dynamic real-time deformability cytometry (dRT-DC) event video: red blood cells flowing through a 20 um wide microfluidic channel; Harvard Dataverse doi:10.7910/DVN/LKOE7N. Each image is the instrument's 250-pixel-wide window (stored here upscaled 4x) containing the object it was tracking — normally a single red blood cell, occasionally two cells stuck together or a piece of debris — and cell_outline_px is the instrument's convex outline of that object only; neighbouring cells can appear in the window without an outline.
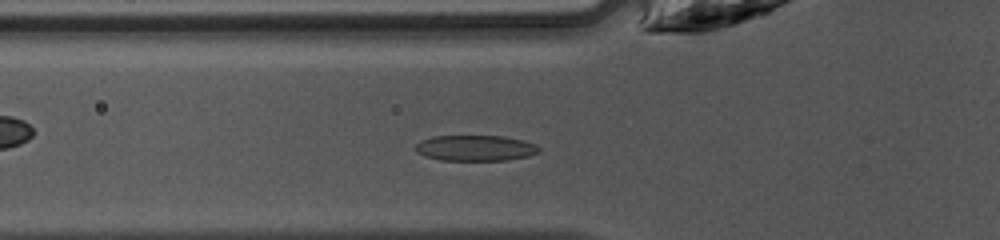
{"species": "common noctule bat (a hibernating species)", "species_latin": "Nyctalus noctula", "temperature_condition": "warm", "stored_images_in_passage": 32, "camera_frame_rate_fps": 3000, "um_per_image_px": 0.085, "animal": {"sex": "female", "body_mass_g": 10.0, "forearm_length_mm": 53.1}, "frame": {"image": 1, "passage_image": 2, "time_ms": 0.333, "image_size_px": [1000, 240], "cell_outline_px": [[540, 152], [528, 156], [504, 160], [440, 160], [424, 156], [416, 152], [416, 144], [420, 140], [432, 136], [504, 136], [524, 140], [536, 144], [540, 148]], "centroid_in_image_um": [40.41, 12.58], "position_along_channel_um": 85.4, "area_um2": 18.61}}
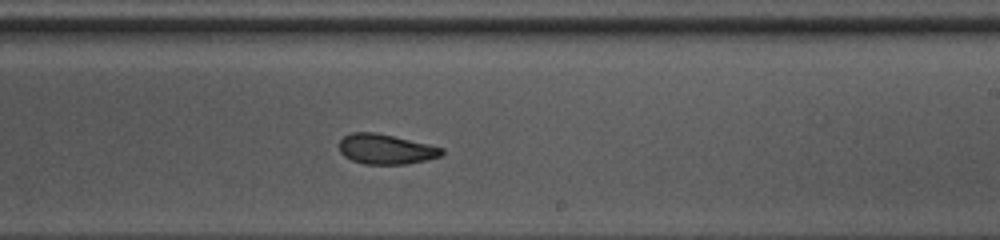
{"frame": {"image": 2, "passage_image": 14, "time_ms": 4.333, "image_size_px": [1000, 240], "cell_outline_px": [[444, 152], [440, 156], [408, 164], [364, 164], [352, 160], [344, 156], [340, 152], [340, 140], [344, 136], [352, 132], [372, 132], [392, 136], [428, 144], [444, 148]], "centroid_in_image_um": [32.78, 12.68], "position_along_channel_um": 256.2, "area_um2": 17.74}}
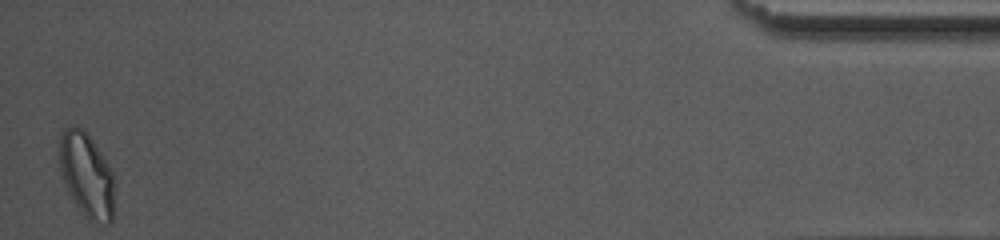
{"frame": {"image": 3, "passage_image": 32, "time_ms": 10.333, "image_size_px": [1000, 240], "cell_outline_px": [[112, 220], [108, 224], [92, 224], [80, 212], [68, 192], [64, 184], [60, 168], [60, 136], [64, 128], [76, 124], [88, 132], [112, 172]], "centroid_in_image_um": [7.33, 14.88], "position_along_channel_um": 427.9, "area_um2": 27.05}, "authors_computed_cell_mechanics": {"area_um2": 18.6405, "velocity_mm_per_s": 4.2406, "shape_relaxation_time_tau1_ms": 4.7677, "shape_relaxation_time_tau2_ms": 2.4889, "deformation_change_tau1": 0.1708, "deformation_change_tau2": 0.0935}}